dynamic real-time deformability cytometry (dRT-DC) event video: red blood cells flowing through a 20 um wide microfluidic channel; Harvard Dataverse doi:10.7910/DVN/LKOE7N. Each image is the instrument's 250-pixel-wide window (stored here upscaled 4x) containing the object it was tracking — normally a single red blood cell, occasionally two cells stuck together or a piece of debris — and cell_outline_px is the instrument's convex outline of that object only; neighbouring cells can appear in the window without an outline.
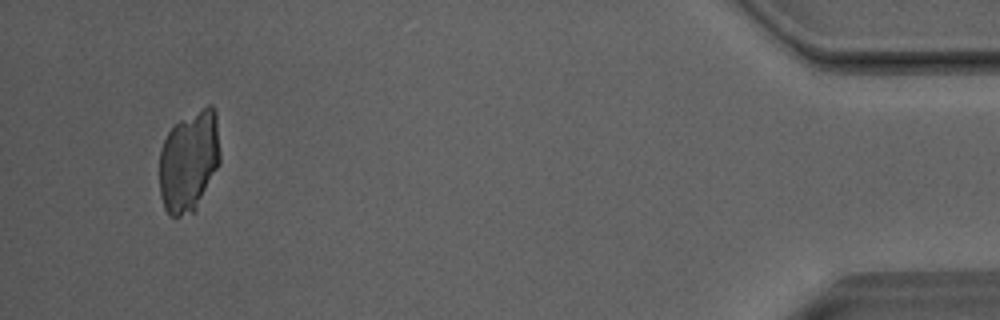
{"species": "Egyptian fruit bat (a non-hibernating species)", "species_latin": "Rousettus aegyptiacus", "temperature_condition": "room temperature", "stored_images_in_passage": 50, "camera_frame_rate_fps": 3000, "um_per_image_px": 0.085, "animal": {"sex": "male"}, "frame": {"image": 1, "passage_image": 48, "time_ms": 15.667, "image_size_px": [1000, 320], "cell_outline_px": [[220, 164], [196, 212], [180, 216], [168, 216], [164, 208], [160, 196], [160, 148], [168, 132], [180, 120], [208, 104], [212, 104], [216, 112], [220, 152]], "centroid_in_image_um": [16.08, 13.74], "position_along_channel_um": 419.1, "area_um2": 36.41}}